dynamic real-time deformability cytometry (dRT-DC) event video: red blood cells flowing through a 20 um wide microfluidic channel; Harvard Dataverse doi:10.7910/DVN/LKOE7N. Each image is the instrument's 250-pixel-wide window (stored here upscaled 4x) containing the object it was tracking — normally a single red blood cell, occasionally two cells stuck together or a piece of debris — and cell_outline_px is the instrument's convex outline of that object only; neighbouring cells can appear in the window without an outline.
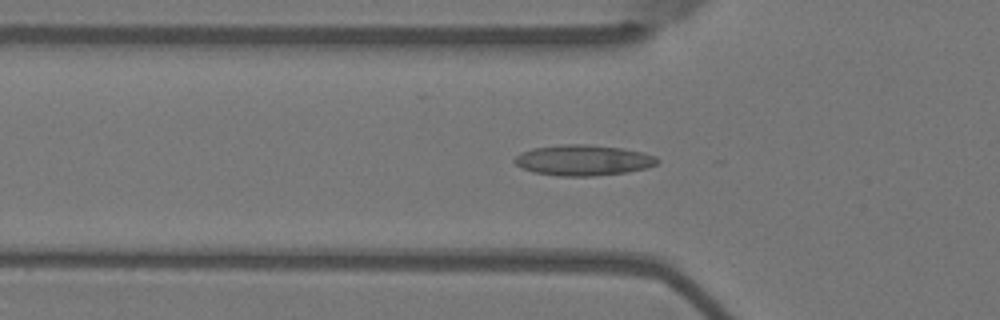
{"species": "Egyptian fruit bat (a non-hibernating species)", "species_latin": "Rousettus aegyptiacus", "temperature_condition": "warm", "stored_images_in_passage": 28, "camera_frame_rate_fps": 3000, "um_per_image_px": 0.085, "animal": {"sex": "female"}, "frame": {"image": 1, "passage_image": 17, "time_ms": 5.333, "image_size_px": [1000, 320], "cell_outline_px": [[660, 160], [656, 164], [644, 168], [628, 172], [592, 176], [556, 176], [532, 172], [520, 168], [512, 160], [520, 152], [532, 148], [560, 144], [588, 144], [620, 148], [644, 152], [656, 156]], "centroid_in_image_um": [49.53, 13.61], "position_along_channel_um": 76.3, "area_um2": 25.78}}
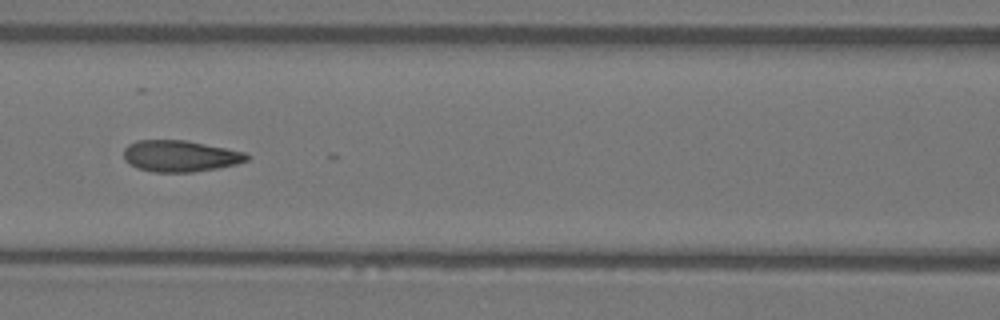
{"frame": {"image": 2, "passage_image": 23, "time_ms": 7.333, "image_size_px": [1000, 320], "cell_outline_px": [[252, 156], [248, 160], [236, 164], [216, 168], [192, 172], [152, 172], [136, 168], [128, 164], [124, 160], [124, 148], [128, 144], [136, 140], [184, 140], [244, 152]], "centroid_in_image_um": [15.26, 13.27], "position_along_channel_um": 151.3, "area_um2": 22.54}}
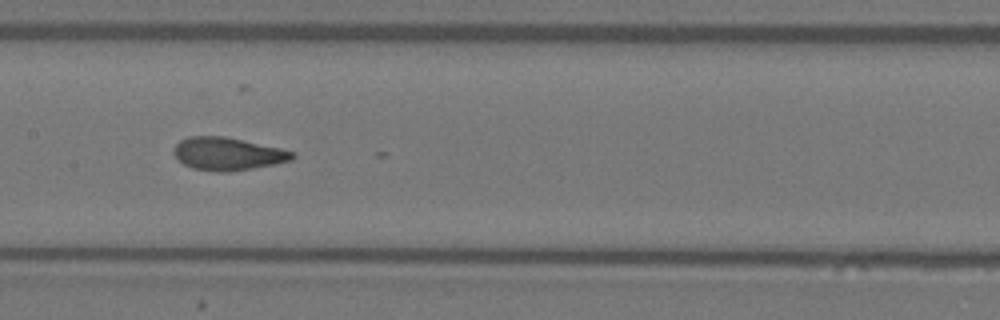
{"frame": {"image": 3, "passage_image": 26, "time_ms": 8.333, "image_size_px": [1000, 320], "cell_outline_px": [[296, 156], [292, 160], [276, 164], [228, 172], [216, 172], [192, 168], [184, 164], [176, 156], [176, 144], [180, 140], [188, 136], [224, 136], [280, 148], [296, 152]], "centroid_in_image_um": [19.4, 13.08], "position_along_channel_um": 188.0, "area_um2": 22.54}}